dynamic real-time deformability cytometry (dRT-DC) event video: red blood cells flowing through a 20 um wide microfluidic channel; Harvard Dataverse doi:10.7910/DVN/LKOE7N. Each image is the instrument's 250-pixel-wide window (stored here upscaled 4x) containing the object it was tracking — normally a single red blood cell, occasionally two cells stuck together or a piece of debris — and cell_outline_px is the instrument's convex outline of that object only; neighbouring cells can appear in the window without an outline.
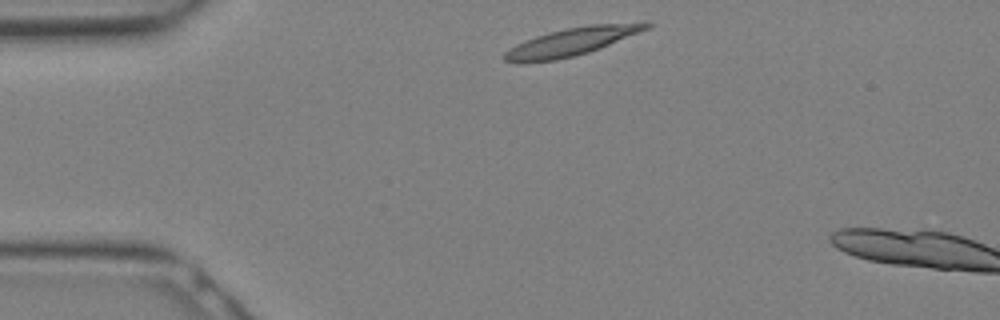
{"species": "Egyptian fruit bat (a non-hibernating species)", "species_latin": "Rousettus aegyptiacus", "temperature_condition": "warm", "stored_images_in_passage": 2, "camera_frame_rate_fps": 3000, "um_per_image_px": 0.085, "animal": {"sex": "female"}, "frame": {"image": 1, "passage_image": 1, "time_ms": 0.0, "image_size_px": [1000, 320], "cell_outline_px": [[656, 24], [648, 28], [588, 52], [556, 60], [524, 64], [516, 64], [504, 60], [504, 52], [516, 44], [524, 40], [548, 32], [588, 24], [648, 20]], "centroid_in_image_um": [48.6, 3.52], "position_along_channel_um": 36.4, "area_um2": 23.47}}